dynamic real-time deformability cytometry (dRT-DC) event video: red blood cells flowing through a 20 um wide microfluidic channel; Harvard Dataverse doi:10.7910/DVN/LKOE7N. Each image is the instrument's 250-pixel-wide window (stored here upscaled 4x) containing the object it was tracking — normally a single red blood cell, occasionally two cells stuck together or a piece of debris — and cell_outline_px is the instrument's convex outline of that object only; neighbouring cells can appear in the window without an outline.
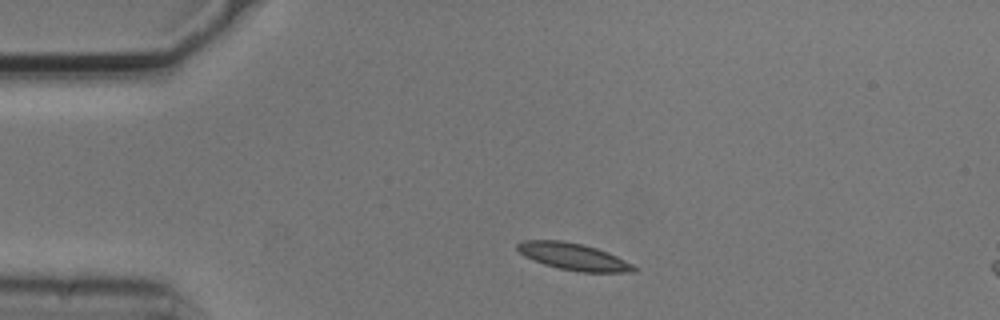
{"species": "common noctule bat (a hibernating species)", "species_latin": "Nyctalus noctula", "temperature_condition": "cold", "stored_images_in_passage": 4, "segment_of_instrument_passage": [2, 2], "camera_frame_rate_fps": 3000, "um_per_image_px": 0.085, "animal": {"sex": "male", "body_mass_g": 20.5, "forearm_length_mm": 52.5}, "frame": {"image": 1, "passage_image": 4, "time_ms": 1.0, "image_size_px": [1000, 320], "cell_outline_px": [[636, 272], [580, 272], [560, 268], [544, 264], [524, 256], [516, 248], [516, 244], [524, 240], [560, 240], [580, 244], [596, 248], [608, 252], [632, 264], [636, 268]], "centroid_in_image_um": [48.73, 21.81], "position_along_channel_um": 36.3, "area_um2": 18.03}}